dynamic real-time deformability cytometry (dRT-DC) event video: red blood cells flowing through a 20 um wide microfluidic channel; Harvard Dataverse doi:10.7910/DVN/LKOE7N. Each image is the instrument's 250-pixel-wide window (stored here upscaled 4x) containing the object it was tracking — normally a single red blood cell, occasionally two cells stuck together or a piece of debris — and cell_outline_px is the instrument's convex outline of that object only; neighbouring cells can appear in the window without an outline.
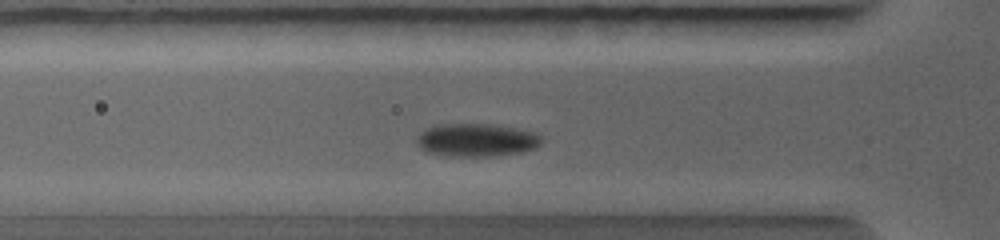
{"species": "common noctule bat (a hibernating species)", "species_latin": "Nyctalus noctula", "temperature_condition": "warm", "stored_images_in_passage": 33, "camera_frame_rate_fps": 5000, "um_per_image_px": 0.085, "animal": {"sex": "female", "body_mass_g": 19.0, "forearm_length_mm": 56.7}, "frame": {"image": 1, "passage_image": 7, "time_ms": 2.0, "image_size_px": [1000, 240], "cell_outline_px": [[544, 136], [540, 144], [536, 148], [520, 152], [496, 156], [452, 156], [424, 152], [416, 144], [416, 136], [424, 128], [436, 124], [500, 124], [540, 132]], "centroid_in_image_um": [40.53, 11.88], "position_along_channel_um": 85.3, "area_um2": 24.85}}
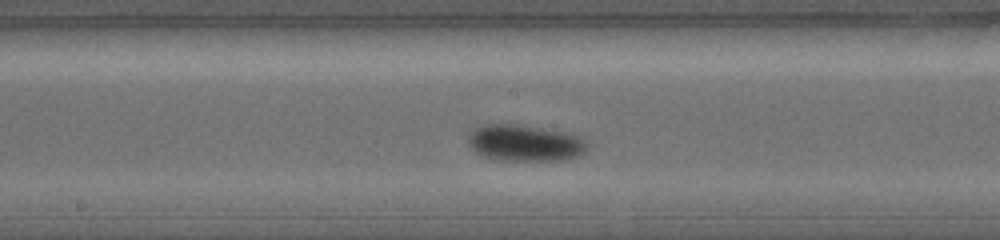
{"frame": {"image": 2, "passage_image": 18, "time_ms": 4.0, "image_size_px": [1000, 240], "cell_outline_px": [[588, 148], [580, 156], [568, 160], [496, 160], [480, 156], [468, 144], [468, 136], [476, 128], [484, 124], [516, 124], [572, 132], [584, 136], [588, 140]], "centroid_in_image_um": [44.71, 12.15], "position_along_channel_um": 203.5, "area_um2": 26.01}}
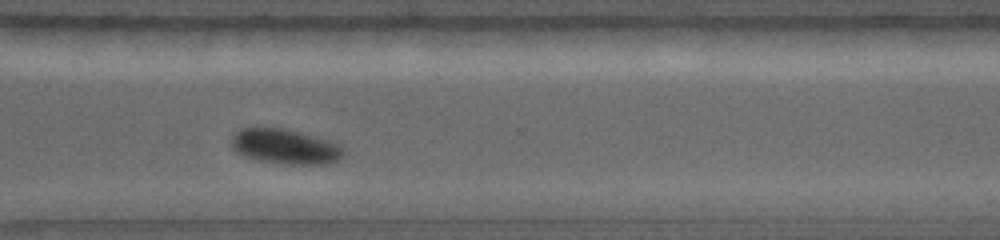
{"frame": {"image": 3, "passage_image": 32, "time_ms": 6.4, "image_size_px": [1000, 240], "cell_outline_px": [[344, 156], [336, 160], [324, 164], [288, 164], [260, 160], [244, 156], [236, 152], [232, 148], [232, 136], [236, 132], [244, 128], [288, 128], [316, 136], [340, 144], [344, 148]], "centroid_in_image_um": [24.27, 12.44], "position_along_channel_um": 346.3, "area_um2": 22.83}}